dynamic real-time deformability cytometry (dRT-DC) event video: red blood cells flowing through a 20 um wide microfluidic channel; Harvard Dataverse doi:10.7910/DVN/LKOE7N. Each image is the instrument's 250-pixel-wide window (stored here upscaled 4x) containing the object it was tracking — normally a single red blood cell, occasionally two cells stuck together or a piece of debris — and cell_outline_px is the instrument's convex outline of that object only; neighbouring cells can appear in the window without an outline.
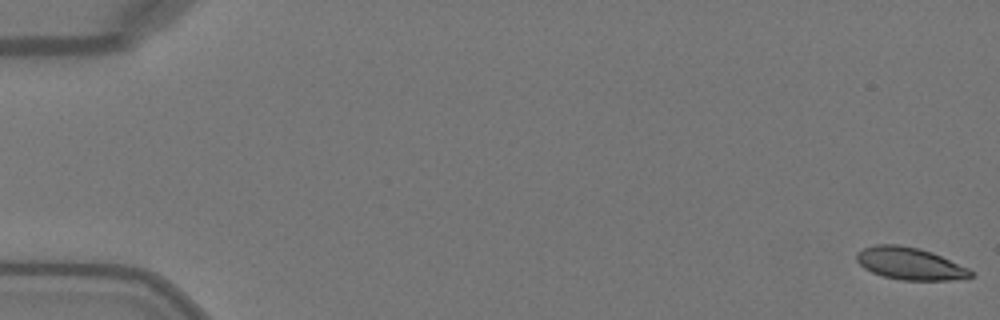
{"species": "Egyptian fruit bat (a non-hibernating species)", "species_latin": "Rousettus aegyptiacus", "temperature_condition": "warm", "stored_images_in_passage": 14, "camera_frame_rate_fps": 3000, "um_per_image_px": 0.085, "animal": {"sex": "female"}, "frame": {"image": 1, "passage_image": 1, "time_ms": 0.0, "image_size_px": [1000, 320], "cell_outline_px": [[972, 276], [952, 280], [900, 280], [884, 276], [872, 272], [864, 268], [856, 260], [856, 252], [864, 248], [876, 244], [896, 244], [920, 248], [932, 252], [968, 268], [972, 272]], "centroid_in_image_um": [77.31, 22.39], "position_along_channel_um": 7.7, "area_um2": 21.33}}
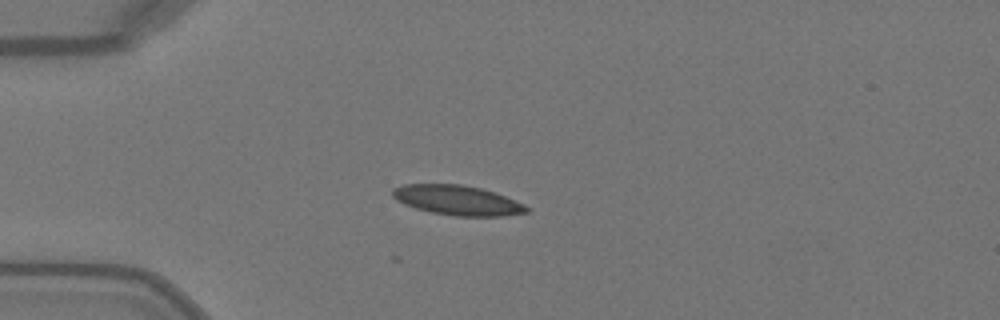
{"frame": {"image": 2, "passage_image": 14, "time_ms": 4.333, "image_size_px": [1000, 320], "cell_outline_px": [[528, 212], [504, 216], [452, 216], [432, 212], [416, 208], [404, 204], [396, 200], [392, 196], [392, 188], [404, 184], [460, 184], [480, 188], [504, 196], [524, 204], [528, 208]], "centroid_in_image_um": [38.84, 17.02], "position_along_channel_um": 46.2, "area_um2": 23.12}}